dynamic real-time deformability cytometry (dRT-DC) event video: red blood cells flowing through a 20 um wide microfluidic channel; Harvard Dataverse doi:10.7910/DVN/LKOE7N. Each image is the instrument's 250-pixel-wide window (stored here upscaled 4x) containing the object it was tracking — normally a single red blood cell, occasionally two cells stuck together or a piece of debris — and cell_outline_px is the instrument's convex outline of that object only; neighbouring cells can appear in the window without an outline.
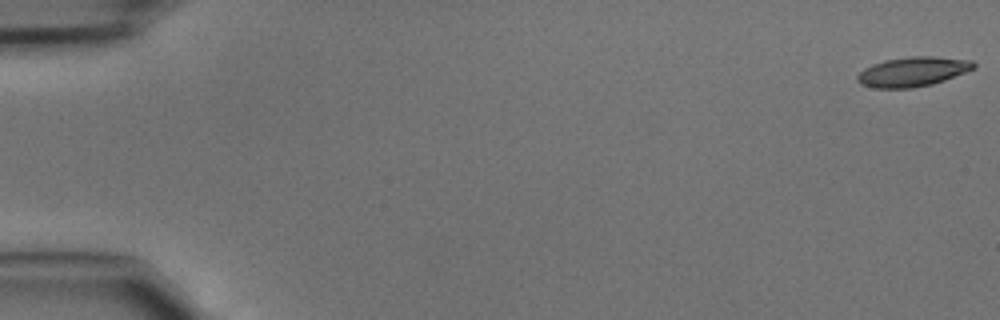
{"species": "common noctule bat (a hibernating species)", "species_latin": "Nyctalus noctula", "temperature_condition": "cold", "stored_images_in_passage": 46, "camera_frame_rate_fps": 3000, "um_per_image_px": 0.085, "animal": {"sex": "male", "body_mass_g": 15.6}, "frame": {"image": 1, "passage_image": 1, "time_ms": 0.0, "image_size_px": [1000, 320], "cell_outline_px": [[976, 68], [944, 80], [932, 84], [912, 88], [876, 88], [860, 84], [856, 80], [856, 76], [864, 68], [872, 64], [884, 60], [912, 56], [932, 56], [972, 60], [976, 64]], "centroid_in_image_um": [77.57, 6.09], "position_along_channel_um": 7.4, "area_um2": 20.11}}
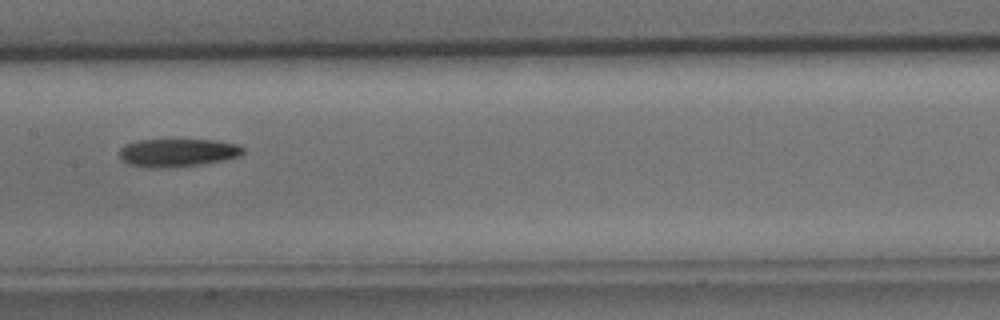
{"frame": {"image": 2, "passage_image": 24, "time_ms": 7.667, "image_size_px": [1000, 320], "cell_outline_px": [[244, 152], [240, 156], [224, 160], [200, 164], [160, 168], [148, 168], [128, 164], [120, 156], [120, 148], [124, 144], [136, 140], [216, 140], [240, 144], [244, 148]], "centroid_in_image_um": [15.11, 12.97], "position_along_channel_um": 192.3, "area_um2": 20.29}}
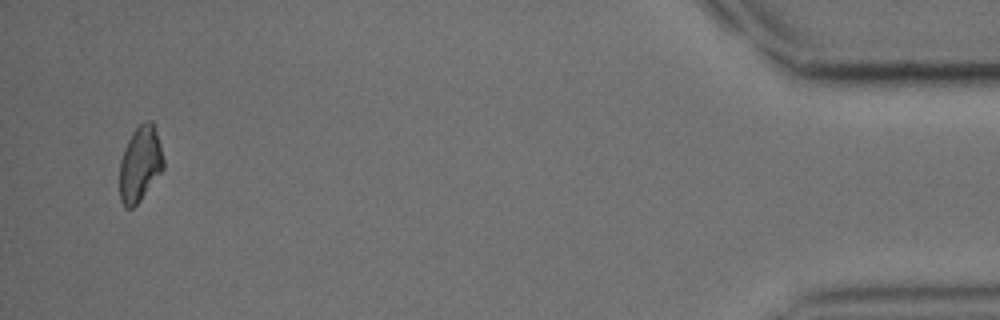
{"frame": {"image": 3, "passage_image": 45, "time_ms": 14.667, "image_size_px": [1000, 320], "cell_outline_px": [[164, 168], [140, 200], [132, 208], [124, 208], [120, 200], [120, 160], [124, 148], [132, 132], [140, 124], [148, 120], [152, 120], [160, 144], [164, 160]], "centroid_in_image_um": [11.9, 13.93], "position_along_channel_um": 423.3, "area_um2": 19.13}}